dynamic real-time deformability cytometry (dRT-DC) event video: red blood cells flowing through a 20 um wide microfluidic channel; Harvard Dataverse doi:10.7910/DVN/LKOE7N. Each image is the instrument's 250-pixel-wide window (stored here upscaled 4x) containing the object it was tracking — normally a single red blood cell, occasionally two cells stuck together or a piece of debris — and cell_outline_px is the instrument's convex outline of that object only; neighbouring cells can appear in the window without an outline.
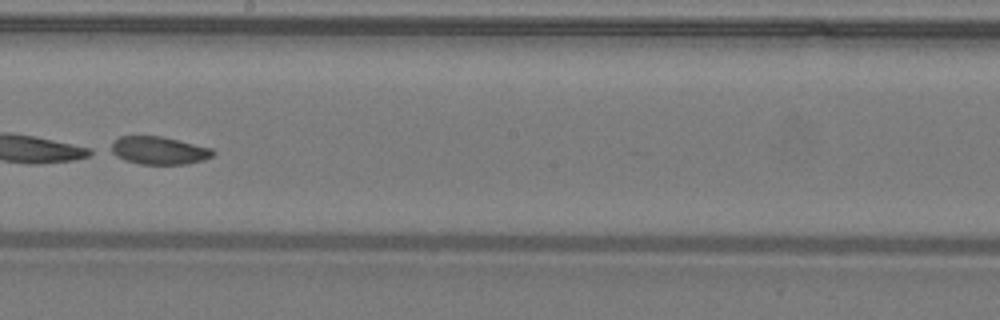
{"species": "common noctule bat (a hibernating species)", "species_latin": "Nyctalus noctula", "temperature_condition": "warm", "stored_images_in_passage": 48, "camera_frame_rate_fps": 3000, "um_per_image_px": 0.085, "animal": {"sex": "male", "body_mass_g": 19.2, "forearm_length_mm": 51.8}, "frame": {"image": 1, "passage_image": 28, "time_ms": 9.0, "image_size_px": [1000, 320], "cell_outline_px": [[216, 152], [212, 156], [204, 160], [188, 164], [140, 164], [124, 160], [108, 152], [104, 148], [120, 136], [160, 136], [212, 148]], "centroid_in_image_um": [13.42, 12.79], "position_along_channel_um": 234.8, "area_um2": 16.88}}